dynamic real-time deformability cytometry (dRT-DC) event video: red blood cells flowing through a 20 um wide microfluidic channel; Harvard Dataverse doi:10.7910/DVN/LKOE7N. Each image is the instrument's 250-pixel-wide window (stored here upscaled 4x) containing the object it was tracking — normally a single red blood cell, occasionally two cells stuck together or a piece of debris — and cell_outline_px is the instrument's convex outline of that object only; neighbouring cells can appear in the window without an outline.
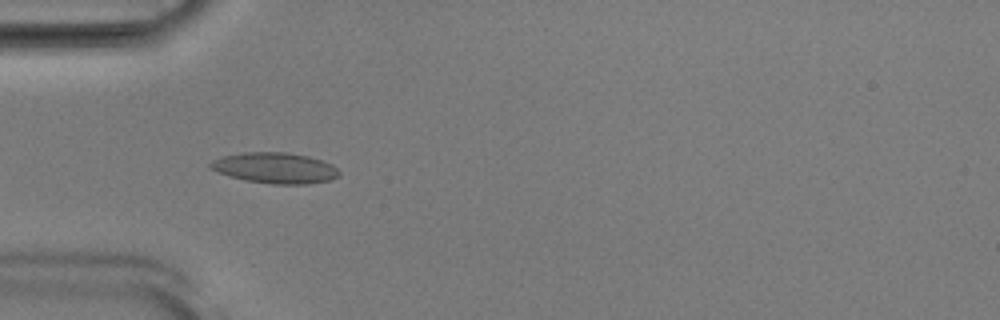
{"species": "Egyptian fruit bat (a non-hibernating species)", "species_latin": "Rousettus aegyptiacus", "temperature_condition": "room temperature", "stored_images_in_passage": 44, "camera_frame_rate_fps": 3000, "um_per_image_px": 0.085, "animal": {"sex": "male"}, "frame": {"image": 1, "passage_image": 8, "time_ms": 2.333, "image_size_px": [1000, 320], "cell_outline_px": [[340, 172], [336, 176], [328, 180], [308, 184], [272, 184], [248, 180], [232, 176], [208, 168], [208, 164], [212, 160], [224, 156], [244, 152], [284, 152], [308, 156], [332, 164]], "centroid_in_image_um": [23.37, 14.27], "position_along_channel_um": 61.6, "area_um2": 22.72}}
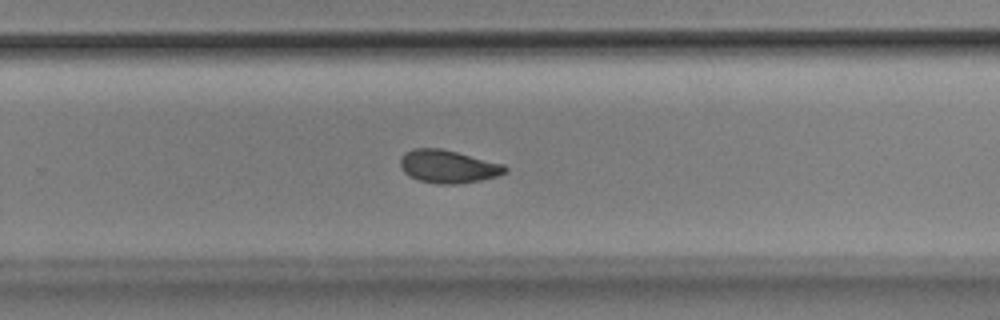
{"frame": {"image": 2, "passage_image": 26, "time_ms": 8.333, "image_size_px": [1000, 320], "cell_outline_px": [[508, 172], [496, 176], [480, 180], [456, 184], [436, 184], [420, 180], [404, 172], [400, 168], [400, 156], [404, 152], [412, 148], [440, 148], [504, 164], [508, 168]], "centroid_in_image_um": [38.07, 14.14], "position_along_channel_um": 291.7, "area_um2": 20.11}}
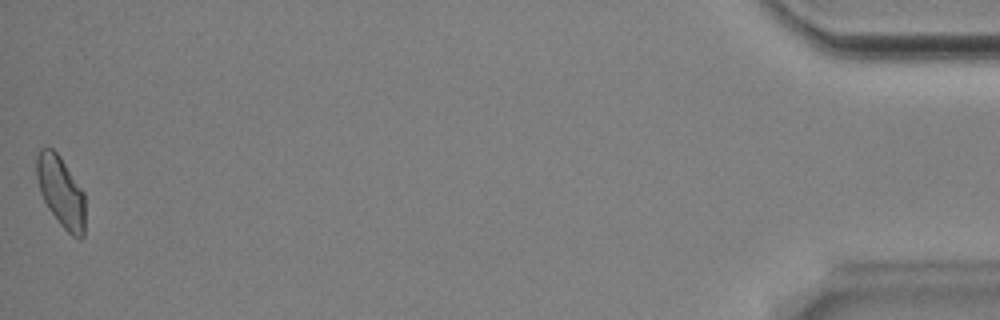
{"frame": {"image": 3, "passage_image": 44, "time_ms": 14.333, "image_size_px": [1000, 320], "cell_outline_px": [[84, 236], [80, 240], [72, 236], [60, 224], [48, 208], [40, 192], [36, 176], [36, 156], [40, 148], [52, 148], [60, 156], [84, 192]], "centroid_in_image_um": [5.17, 16.29], "position_along_channel_um": 430.0, "area_um2": 20.0}, "authors_computed_cell_mechanics": {"area_um2": 20.0566, "velocity_mm_per_s": 3.8759, "shape_relaxation_time_tau1_ms": 8.9799, "shape_relaxation_time_tau2_ms": 3.0401, "deformation_change_tau1": 0.1734, "deformation_change_tau2": 0.0696}}